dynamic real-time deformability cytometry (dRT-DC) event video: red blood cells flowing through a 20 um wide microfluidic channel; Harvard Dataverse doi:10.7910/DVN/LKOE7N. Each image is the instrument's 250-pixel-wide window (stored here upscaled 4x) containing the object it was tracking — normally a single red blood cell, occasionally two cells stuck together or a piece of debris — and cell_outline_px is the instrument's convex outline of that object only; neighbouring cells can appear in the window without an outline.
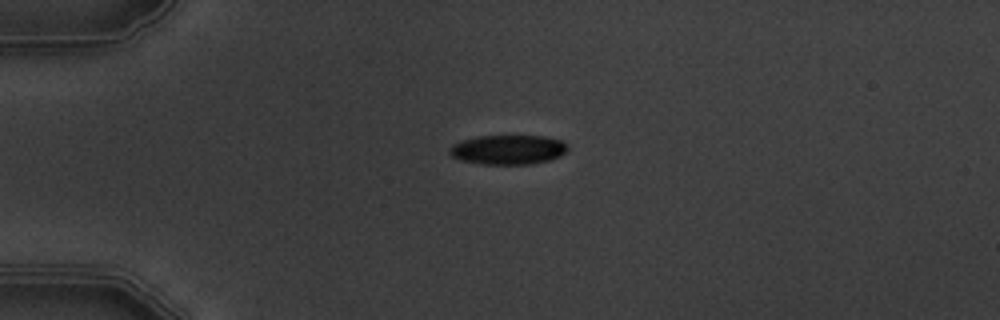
{"species": "common noctule bat (a hibernating species)", "species_latin": "Nyctalus noctula", "temperature_condition": "warm", "stored_images_in_passage": 3, "camera_frame_rate_fps": 3000, "um_per_image_px": 0.085, "animal": {"sex": "male", "body_mass_g": 19.5, "forearm_length_mm": 54.6}, "frame": {"image": 1, "passage_image": 1, "time_ms": 0.0, "image_size_px": [1000, 320], "cell_outline_px": [[568, 148], [560, 156], [548, 160], [532, 164], [484, 164], [460, 160], [452, 156], [448, 152], [448, 148], [452, 144], [476, 136], [544, 136], [560, 140]], "centroid_in_image_um": [43.14, 12.72], "position_along_channel_um": 41.9, "area_um2": 20.17}}